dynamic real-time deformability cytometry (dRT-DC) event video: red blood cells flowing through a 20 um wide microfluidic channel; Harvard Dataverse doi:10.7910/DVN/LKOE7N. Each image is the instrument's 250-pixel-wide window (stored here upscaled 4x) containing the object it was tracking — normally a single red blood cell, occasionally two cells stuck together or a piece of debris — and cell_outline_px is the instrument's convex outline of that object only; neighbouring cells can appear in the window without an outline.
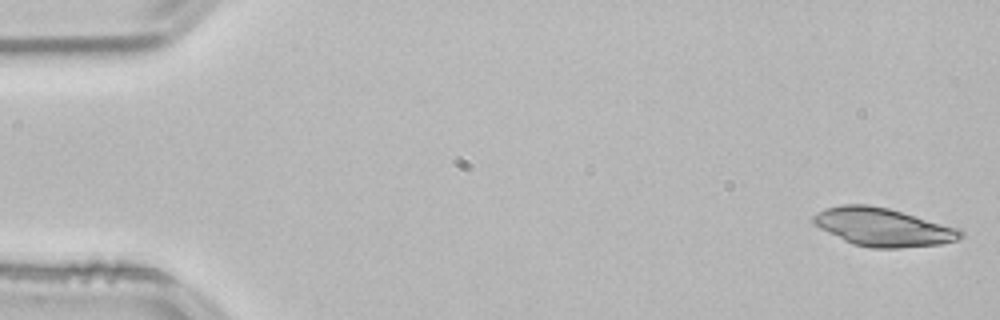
{"species": "common noctule bat (a hibernating species)", "species_latin": "Nyctalus noctula", "temperature_condition": "room temperature", "stored_images_in_passage": 52, "camera_frame_rate_fps": 3000, "um_per_image_px": 0.085, "animal": {"sex": "male", "body_mass_g": 21.5, "forearm_length_mm": 52.0}, "frame": {"image": 1, "passage_image": 1, "time_ms": 0.0, "image_size_px": [1000, 320], "cell_outline_px": [[964, 236], [956, 240], [940, 244], [896, 248], [872, 248], [852, 244], [820, 228], [812, 220], [812, 216], [824, 208], [844, 204], [868, 204], [888, 208], [960, 228], [964, 232]], "centroid_in_image_um": [75.07, 19.3], "position_along_channel_um": 9.9, "area_um2": 32.66}}